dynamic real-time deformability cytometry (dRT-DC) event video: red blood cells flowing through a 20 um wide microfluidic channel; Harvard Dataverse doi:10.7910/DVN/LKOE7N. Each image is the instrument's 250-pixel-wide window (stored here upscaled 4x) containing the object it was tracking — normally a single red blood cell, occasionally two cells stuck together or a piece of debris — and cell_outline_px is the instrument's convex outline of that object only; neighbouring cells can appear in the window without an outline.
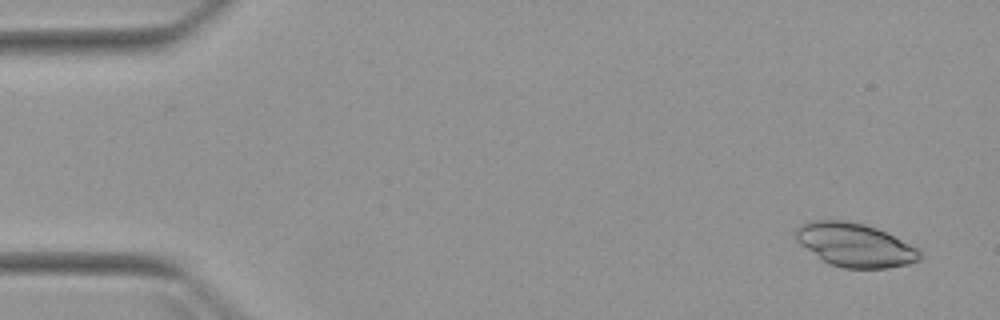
{"species": "Egyptian fruit bat (a non-hibernating species)", "species_latin": "Rousettus aegyptiacus", "temperature_condition": "warm", "stored_images_in_passage": 2, "camera_frame_rate_fps": 3000, "um_per_image_px": 0.085, "animal": {"sex": "female"}, "frame": {"image": 1, "passage_image": 2, "time_ms": 1.333, "image_size_px": [1000, 320], "cell_outline_px": [[920, 260], [908, 264], [888, 268], [844, 268], [832, 264], [824, 260], [800, 244], [796, 240], [796, 228], [800, 224], [808, 220], [844, 220], [864, 224], [876, 228], [916, 248], [920, 252]], "centroid_in_image_um": [72.63, 20.81], "position_along_channel_um": 12.4, "area_um2": 30.98}}